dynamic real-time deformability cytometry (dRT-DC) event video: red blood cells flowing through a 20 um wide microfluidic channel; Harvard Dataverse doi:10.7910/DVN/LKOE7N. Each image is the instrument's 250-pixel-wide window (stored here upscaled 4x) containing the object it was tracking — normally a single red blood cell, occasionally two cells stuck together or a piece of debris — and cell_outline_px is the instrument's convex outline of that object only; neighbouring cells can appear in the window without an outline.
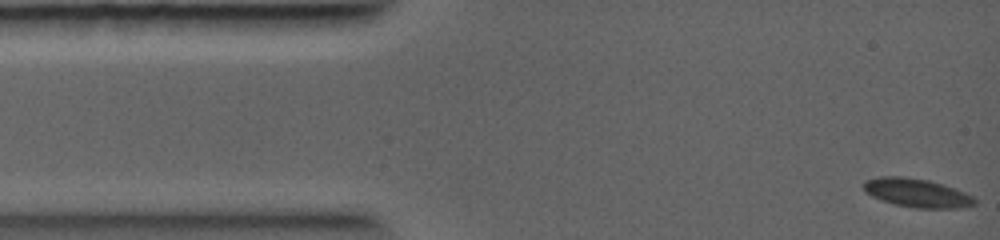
{"species": "common noctule bat (a hibernating species)", "species_latin": "Nyctalus noctula", "temperature_condition": "warm", "stored_images_in_passage": 5, "camera_frame_rate_fps": 5000, "um_per_image_px": 0.085, "animal": {"sex": "female", "body_mass_g": 19.0, "forearm_length_mm": 56.7}, "frame": {"image": 1, "passage_image": 1, "time_ms": 0.0, "image_size_px": [1000, 240], "cell_outline_px": [[976, 204], [960, 208], [916, 208], [896, 204], [872, 196], [864, 192], [864, 180], [880, 176], [904, 176], [928, 180], [944, 184], [964, 192], [972, 196], [976, 200]], "centroid_in_image_um": [77.94, 16.38], "position_along_channel_um": 7.1, "area_um2": 18.5}}
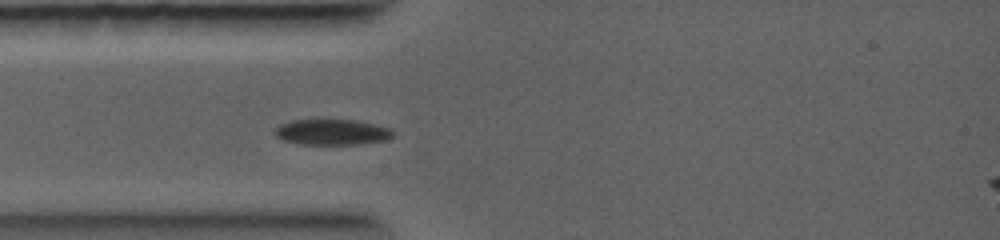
{"frame": {"image": 2, "passage_image": 4, "time_ms": 2.2, "image_size_px": [1000, 240], "cell_outline_px": [[396, 132], [392, 136], [384, 140], [360, 144], [300, 144], [284, 140], [276, 136], [276, 128], [280, 124], [292, 120], [356, 120], [376, 124], [392, 128]], "centroid_in_image_um": [28.27, 11.22], "position_along_channel_um": 56.7, "area_um2": 17.63}}